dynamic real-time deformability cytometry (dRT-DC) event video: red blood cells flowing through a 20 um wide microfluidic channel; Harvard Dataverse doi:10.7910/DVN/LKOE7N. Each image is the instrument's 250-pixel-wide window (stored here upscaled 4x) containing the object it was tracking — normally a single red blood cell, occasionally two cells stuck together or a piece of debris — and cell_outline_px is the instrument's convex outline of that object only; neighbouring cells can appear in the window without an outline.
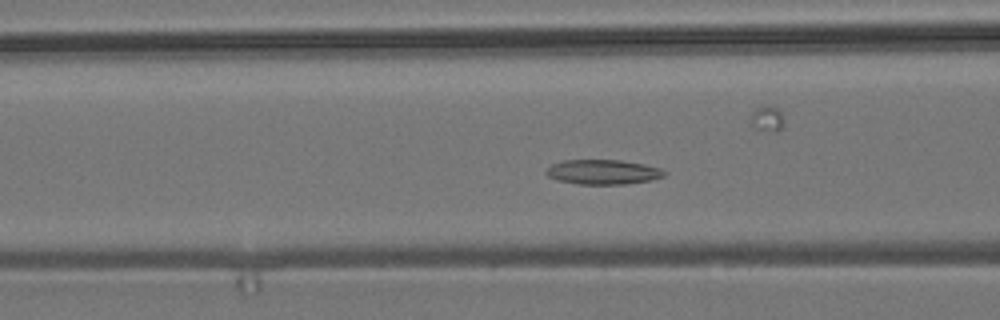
{"species": "common noctule bat (a hibernating species)", "species_latin": "Nyctalus noctula", "temperature_condition": "room temperature", "stored_images_in_passage": 31, "camera_frame_rate_fps": 3000, "um_per_image_px": 0.085, "animal": {"sex": "male", "body_mass_g": 19.2, "forearm_length_mm": 51.8}, "frame": {"image": 1, "passage_image": 19, "time_ms": 6.0, "image_size_px": [1000, 320], "cell_outline_px": [[668, 172], [664, 176], [652, 180], [624, 184], [580, 184], [556, 180], [548, 176], [544, 172], [552, 164], [564, 160], [620, 160], [644, 164], [660, 168]], "centroid_in_image_um": [51.26, 14.62], "position_along_channel_um": 115.3, "area_um2": 17.05}}
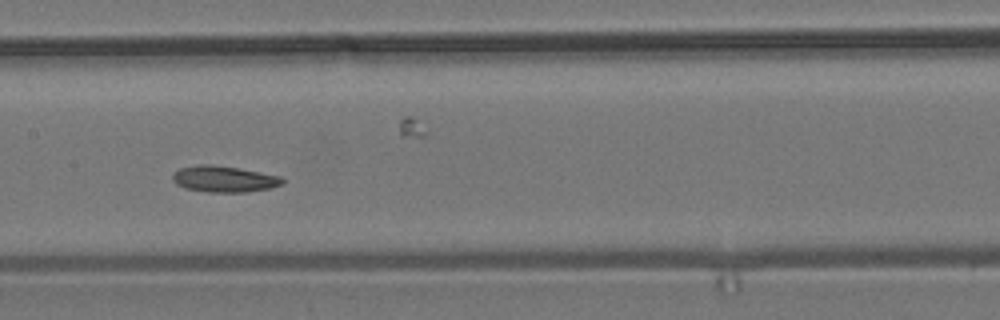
{"frame": {"image": 2, "passage_image": 25, "time_ms": 8.0, "image_size_px": [1000, 320], "cell_outline_px": [[284, 184], [272, 188], [244, 192], [208, 192], [184, 188], [176, 184], [172, 180], [172, 176], [180, 168], [196, 164], [208, 164], [236, 168], [260, 172], [280, 176], [284, 180]], "centroid_in_image_um": [19.04, 15.22], "position_along_channel_um": 188.4, "area_um2": 16.76}}
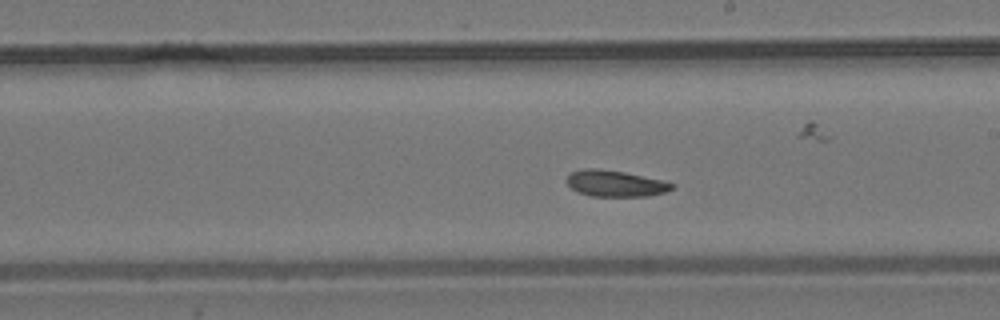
{"frame": {"image": 3, "passage_image": 29, "time_ms": 9.333, "image_size_px": [1000, 320], "cell_outline_px": [[676, 184], [672, 188], [664, 192], [648, 196], [592, 196], [576, 192], [564, 180], [572, 172], [584, 168], [600, 168], [624, 172], [664, 180]], "centroid_in_image_um": [52.29, 15.59], "position_along_channel_um": 236.7, "area_um2": 16.18}}